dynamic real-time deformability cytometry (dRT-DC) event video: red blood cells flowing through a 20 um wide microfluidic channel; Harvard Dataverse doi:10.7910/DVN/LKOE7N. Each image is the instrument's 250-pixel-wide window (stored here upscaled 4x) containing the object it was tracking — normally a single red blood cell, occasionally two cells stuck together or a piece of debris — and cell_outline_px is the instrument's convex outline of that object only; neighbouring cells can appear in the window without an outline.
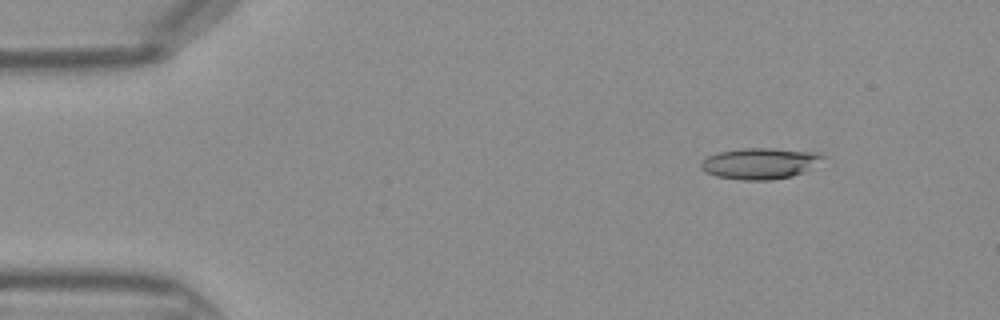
{"species": "Egyptian fruit bat (a non-hibernating species)", "species_latin": "Rousettus aegyptiacus", "temperature_condition": "warm", "stored_images_in_passage": 43, "camera_frame_rate_fps": 3000, "um_per_image_px": 0.085, "frame": {"image": 1, "passage_image": 4, "time_ms": 1.0, "image_size_px": [1000, 320], "cell_outline_px": [[824, 156], [804, 172], [792, 176], [772, 180], [744, 180], [716, 176], [704, 172], [700, 168], [700, 164], [708, 156], [716, 152], [740, 148], [772, 148], [820, 152]], "centroid_in_image_um": [64.54, 13.88], "position_along_channel_um": 20.5, "area_um2": 22.08}}
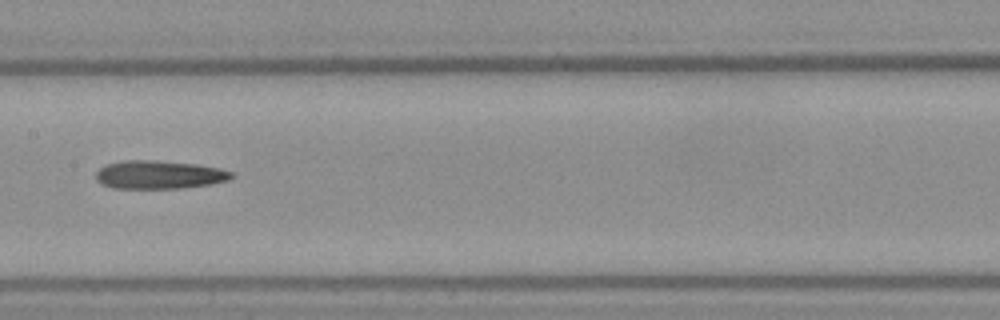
{"frame": {"image": 2, "passage_image": 21, "time_ms": 6.667, "image_size_px": [1000, 320], "cell_outline_px": [[236, 176], [228, 180], [212, 184], [180, 188], [112, 188], [100, 184], [96, 180], [96, 172], [100, 168], [108, 164], [124, 160], [156, 160], [196, 164], [220, 168], [232, 172]], "centroid_in_image_um": [13.54, 14.85], "position_along_channel_um": 193.9, "area_um2": 22.48}}
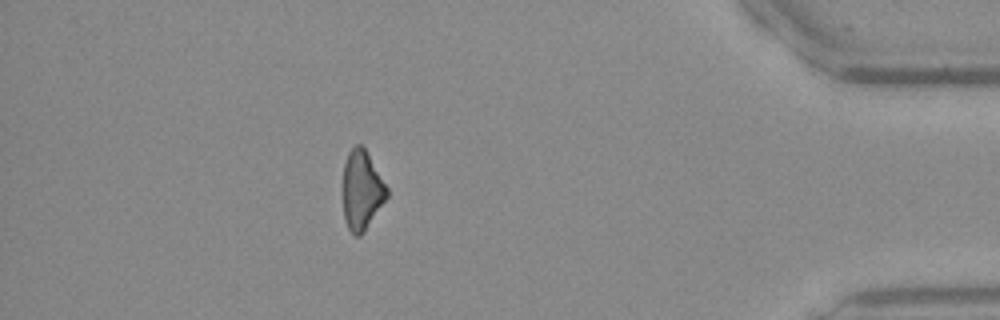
{"frame": {"image": 3, "passage_image": 38, "time_ms": 12.333, "image_size_px": [1000, 320], "cell_outline_px": [[388, 196], [364, 232], [360, 236], [356, 236], [348, 228], [344, 220], [340, 192], [340, 188], [344, 164], [348, 152], [356, 144], [360, 144], [364, 148], [388, 188]], "centroid_in_image_um": [30.69, 16.19], "position_along_channel_um": 404.5, "area_um2": 20.81}}